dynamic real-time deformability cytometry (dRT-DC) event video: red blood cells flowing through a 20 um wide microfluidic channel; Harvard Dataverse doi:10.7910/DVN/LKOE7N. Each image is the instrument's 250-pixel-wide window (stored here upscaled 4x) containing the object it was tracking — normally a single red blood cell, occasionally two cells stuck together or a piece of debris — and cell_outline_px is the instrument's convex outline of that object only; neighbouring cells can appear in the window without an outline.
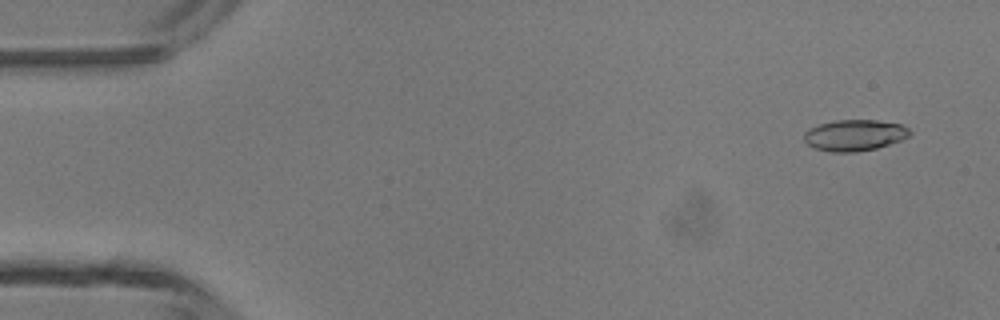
{"species": "common noctule bat (a hibernating species)", "species_latin": "Nyctalus noctula", "temperature_condition": "room temperature", "stored_images_in_passage": 12, "camera_frame_rate_fps": 3000, "um_per_image_px": 0.085, "animal": {"sex": "male", "body_mass_g": 13.3}, "frame": {"image": 1, "passage_image": 3, "time_ms": 0.667, "image_size_px": [1000, 320], "cell_outline_px": [[912, 132], [908, 136], [900, 140], [876, 148], [856, 152], [828, 152], [816, 148], [808, 144], [804, 140], [804, 132], [808, 128], [820, 124], [836, 120], [876, 120], [900, 124], [908, 128]], "centroid_in_image_um": [72.61, 11.49], "position_along_channel_um": 12.4, "area_um2": 19.13}}